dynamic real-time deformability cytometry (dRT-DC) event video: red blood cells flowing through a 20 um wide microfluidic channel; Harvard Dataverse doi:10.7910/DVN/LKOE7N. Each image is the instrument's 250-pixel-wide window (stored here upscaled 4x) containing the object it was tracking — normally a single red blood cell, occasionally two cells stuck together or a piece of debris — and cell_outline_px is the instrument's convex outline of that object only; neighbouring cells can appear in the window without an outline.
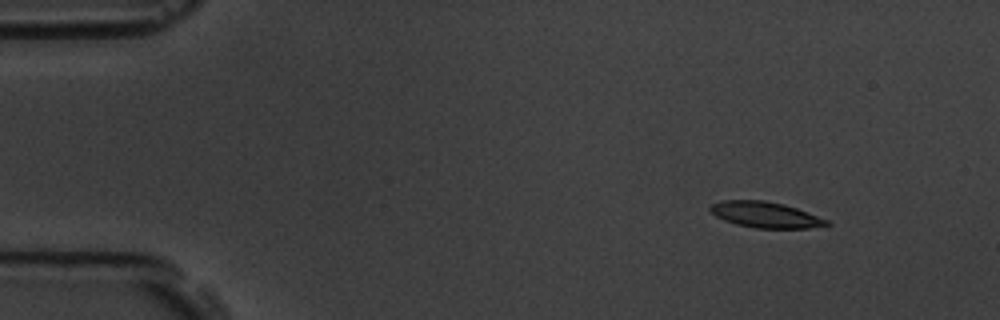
{"species": "common noctule bat (a hibernating species)", "species_latin": "Nyctalus noctula", "temperature_condition": "room temperature", "stored_images_in_passage": 5, "camera_frame_rate_fps": 3000, "um_per_image_px": 0.085, "animal": {"sex": "male", "body_mass_g": 19.5, "forearm_length_mm": 54.6}, "frame": {"image": 1, "passage_image": 2, "time_ms": 1.0, "image_size_px": [1000, 320], "cell_outline_px": [[832, 224], [808, 228], [756, 228], [736, 224], [724, 220], [716, 216], [708, 208], [712, 204], [720, 200], [764, 200], [784, 204], [808, 212], [828, 220]], "centroid_in_image_um": [65.05, 18.25], "position_along_channel_um": 19.9, "area_um2": 17.51}}
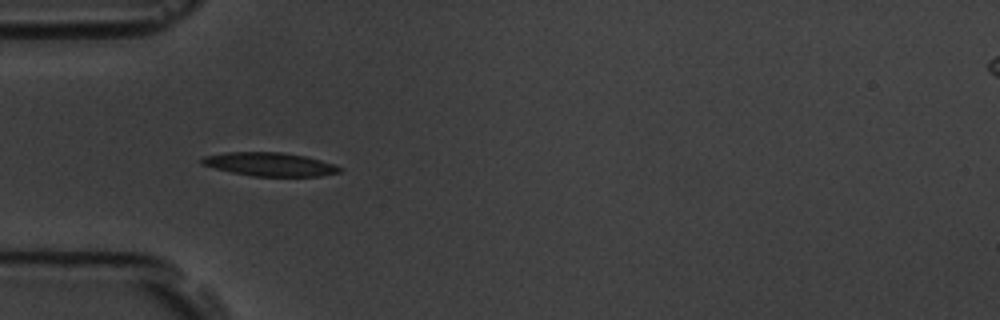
{"frame": {"image": 2, "passage_image": 5, "time_ms": 4.667, "image_size_px": [1000, 320], "cell_outline_px": [[344, 168], [340, 172], [320, 176], [252, 176], [232, 172], [200, 164], [200, 160], [204, 156], [224, 152], [280, 152], [304, 156], [320, 160]], "centroid_in_image_um": [22.91, 13.96], "position_along_channel_um": 62.1, "area_um2": 18.79}}